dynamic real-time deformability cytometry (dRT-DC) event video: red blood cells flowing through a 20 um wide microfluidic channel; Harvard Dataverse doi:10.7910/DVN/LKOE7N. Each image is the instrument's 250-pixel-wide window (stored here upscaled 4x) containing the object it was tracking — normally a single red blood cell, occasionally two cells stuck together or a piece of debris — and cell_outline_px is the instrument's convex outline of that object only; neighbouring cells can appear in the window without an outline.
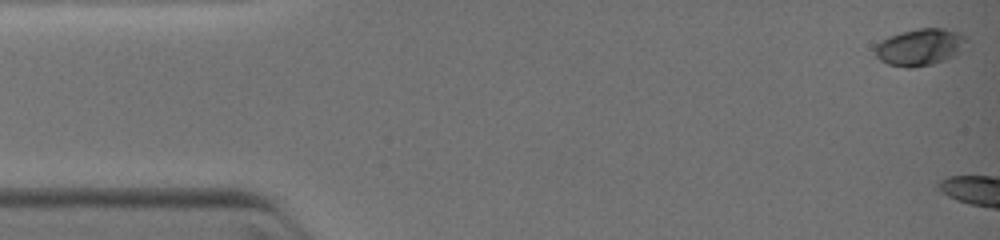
{"species": "common noctule bat (a hibernating species)", "species_latin": "Nyctalus noctula", "temperature_condition": "warm", "stored_images_in_passage": 4, "camera_frame_rate_fps": 3000, "um_per_image_px": 0.085, "animal": {"sex": "female", "body_mass_g": 19.0, "forearm_length_mm": 51.5}, "frame": {"image": 1, "passage_image": 1, "time_ms": 0.0, "image_size_px": [1000, 240], "cell_outline_px": [[968, 40], [960, 52], [956, 56], [932, 64], [912, 68], [908, 68], [888, 64], [880, 60], [876, 56], [876, 44], [880, 40], [888, 36], [900, 32], [920, 28], [944, 28], [960, 32], [968, 36]], "centroid_in_image_um": [78.23, 3.99], "position_along_channel_um": 6.8, "area_um2": 19.94}}